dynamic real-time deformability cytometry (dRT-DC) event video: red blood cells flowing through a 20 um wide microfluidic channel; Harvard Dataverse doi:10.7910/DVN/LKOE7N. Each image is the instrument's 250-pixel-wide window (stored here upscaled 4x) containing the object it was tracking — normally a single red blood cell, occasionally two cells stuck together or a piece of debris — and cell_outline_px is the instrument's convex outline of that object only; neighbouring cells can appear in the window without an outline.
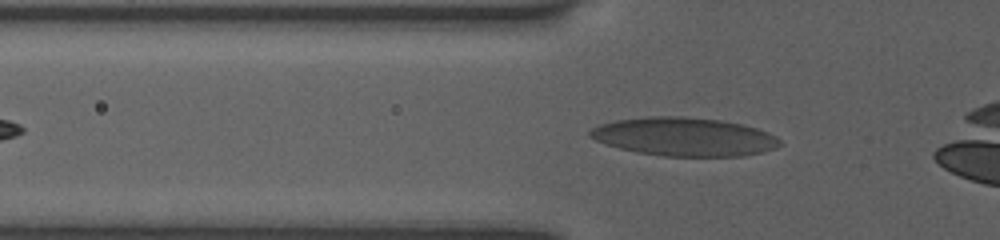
{"species": "human", "species_latin": "Homo sapiens", "temperature_condition": "room temperature", "stored_images_in_passage": 31, "camera_frame_rate_fps": 3000, "um_per_image_px": 0.085, "donor": {"sex": "female"}, "frame": {"image": 1, "passage_image": 2, "time_ms": 0.333, "image_size_px": [1000, 240], "cell_outline_px": [[780, 144], [776, 148], [744, 156], [664, 156], [636, 152], [620, 148], [596, 140], [588, 136], [588, 132], [592, 128], [600, 124], [616, 120], [648, 116], [684, 116], [720, 120], [740, 124], [756, 128], [768, 132], [776, 136], [780, 140]], "centroid_in_image_um": [58.15, 11.62], "position_along_channel_um": 67.7, "area_um2": 42.48}}
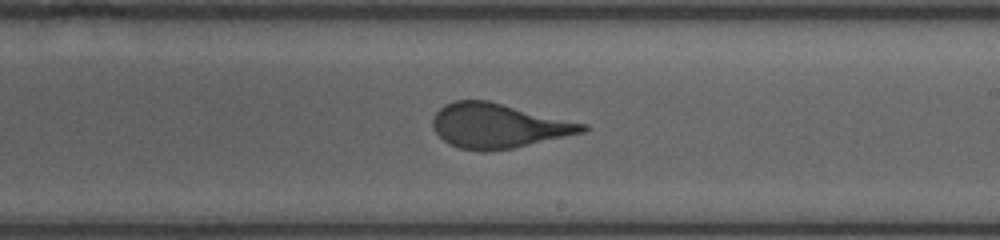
{"frame": {"image": 2, "passage_image": 16, "time_ms": 5.0, "image_size_px": [1000, 240], "cell_outline_px": [[588, 128], [584, 132], [512, 148], [488, 152], [484, 152], [460, 148], [448, 144], [436, 132], [432, 124], [432, 120], [436, 112], [444, 104], [456, 100], [488, 100], [588, 124]], "centroid_in_image_um": [42.34, 10.69], "position_along_channel_um": 246.7, "area_um2": 38.84}}
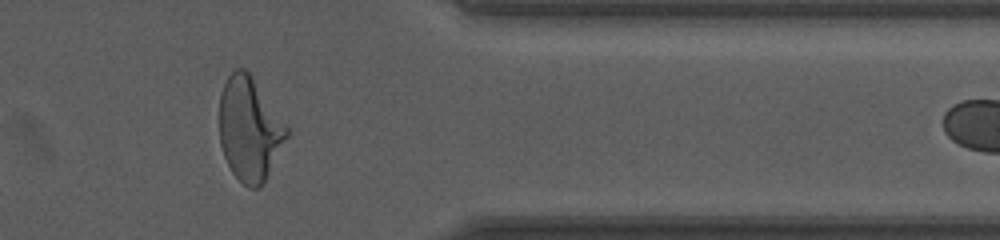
{"frame": {"image": 3, "passage_image": 28, "time_ms": 9.0, "image_size_px": [1000, 240], "cell_outline_px": [[288, 136], [264, 184], [260, 188], [248, 188], [232, 172], [224, 156], [220, 144], [220, 92], [228, 76], [236, 68], [244, 68], [252, 76], [288, 128]], "centroid_in_image_um": [21.2, 10.99], "position_along_channel_um": 390.2, "area_um2": 40.4}}